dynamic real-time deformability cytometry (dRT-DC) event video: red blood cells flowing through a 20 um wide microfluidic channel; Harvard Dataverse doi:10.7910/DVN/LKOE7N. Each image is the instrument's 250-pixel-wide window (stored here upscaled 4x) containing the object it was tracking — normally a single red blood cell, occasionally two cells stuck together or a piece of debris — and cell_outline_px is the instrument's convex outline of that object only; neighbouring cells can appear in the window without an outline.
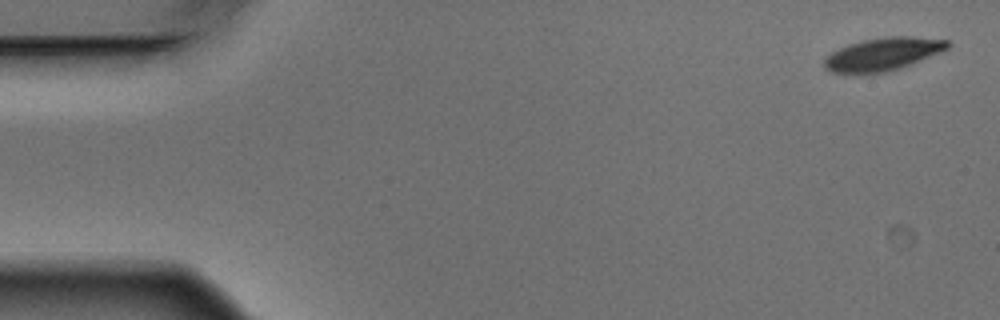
{"species": "Egyptian fruit bat (a non-hibernating species)", "species_latin": "Rousettus aegyptiacus", "temperature_condition": "warm", "stored_images_in_passage": 5, "camera_frame_rate_fps": 3000, "um_per_image_px": 0.085, "animal": {"sex": "male"}, "frame": {"image": 1, "passage_image": 1, "time_ms": 0.0, "image_size_px": [1000, 320], "cell_outline_px": [[952, 44], [948, 48], [920, 60], [900, 68], [888, 72], [860, 76], [832, 72], [824, 68], [824, 60], [832, 52], [848, 44], [864, 40], [892, 36], [908, 36], [948, 40]], "centroid_in_image_um": [75.0, 4.64], "position_along_channel_um": 10.0, "area_um2": 23.87}}
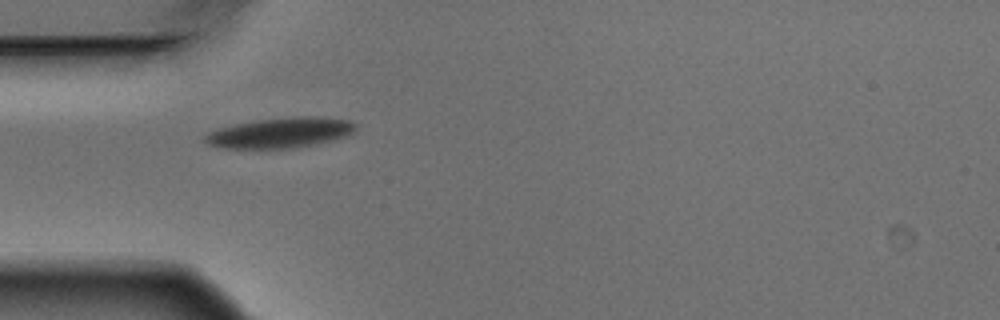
{"frame": {"image": 2, "passage_image": 4, "time_ms": 1.0, "image_size_px": [1000, 320], "cell_outline_px": [[356, 128], [352, 132], [344, 136], [332, 140], [316, 144], [292, 148], [224, 148], [208, 144], [204, 140], [204, 136], [208, 132], [216, 128], [252, 120], [300, 116], [320, 116], [348, 120], [356, 124]], "centroid_in_image_um": [23.79, 11.27], "position_along_channel_um": 61.2, "area_um2": 26.65}}
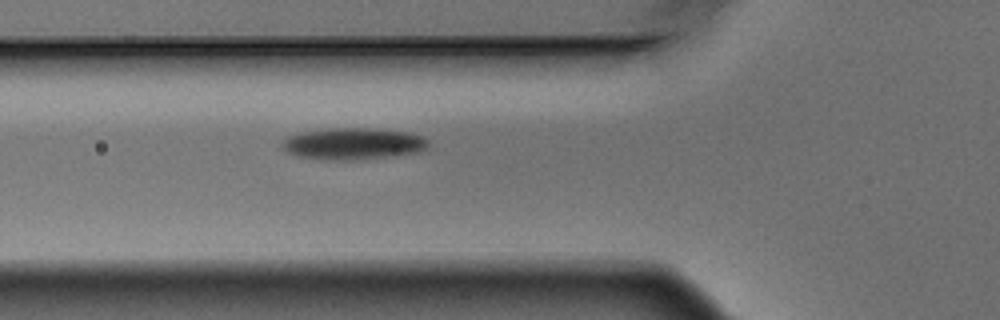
{"frame": {"image": 3, "passage_image": 5, "time_ms": 1.333, "image_size_px": [1000, 320], "cell_outline_px": [[428, 148], [420, 152], [392, 156], [352, 160], [320, 160], [296, 156], [288, 152], [280, 144], [288, 136], [300, 132], [328, 128], [376, 128], [412, 132], [424, 136], [428, 140]], "centroid_in_image_um": [30.05, 12.21], "position_along_channel_um": 95.7, "area_um2": 27.51}}